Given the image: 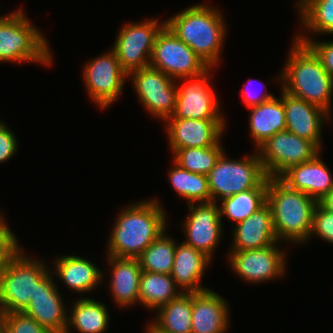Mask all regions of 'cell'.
I'll list each match as a JSON object with an SVG mask.
<instances>
[{
	"instance_id": "cell-21",
	"label": "cell",
	"mask_w": 333,
	"mask_h": 333,
	"mask_svg": "<svg viewBox=\"0 0 333 333\" xmlns=\"http://www.w3.org/2000/svg\"><path fill=\"white\" fill-rule=\"evenodd\" d=\"M234 229L232 250L262 249L278 243L272 212L267 203L250 217L237 223Z\"/></svg>"
},
{
	"instance_id": "cell-25",
	"label": "cell",
	"mask_w": 333,
	"mask_h": 333,
	"mask_svg": "<svg viewBox=\"0 0 333 333\" xmlns=\"http://www.w3.org/2000/svg\"><path fill=\"white\" fill-rule=\"evenodd\" d=\"M251 110L249 128L254 139L255 147H259L268 138L278 132L286 130L285 109L281 98H273L256 106Z\"/></svg>"
},
{
	"instance_id": "cell-28",
	"label": "cell",
	"mask_w": 333,
	"mask_h": 333,
	"mask_svg": "<svg viewBox=\"0 0 333 333\" xmlns=\"http://www.w3.org/2000/svg\"><path fill=\"white\" fill-rule=\"evenodd\" d=\"M72 313L68 318L65 333H70L69 326H73L80 333H104L108 327L109 313L102 302L91 298H80L74 302Z\"/></svg>"
},
{
	"instance_id": "cell-12",
	"label": "cell",
	"mask_w": 333,
	"mask_h": 333,
	"mask_svg": "<svg viewBox=\"0 0 333 333\" xmlns=\"http://www.w3.org/2000/svg\"><path fill=\"white\" fill-rule=\"evenodd\" d=\"M84 84L89 96L100 108H108L122 93L128 74L111 50L89 61L83 71Z\"/></svg>"
},
{
	"instance_id": "cell-5",
	"label": "cell",
	"mask_w": 333,
	"mask_h": 333,
	"mask_svg": "<svg viewBox=\"0 0 333 333\" xmlns=\"http://www.w3.org/2000/svg\"><path fill=\"white\" fill-rule=\"evenodd\" d=\"M22 10L11 12L0 24V62L35 61L51 65V51L46 38Z\"/></svg>"
},
{
	"instance_id": "cell-8",
	"label": "cell",
	"mask_w": 333,
	"mask_h": 333,
	"mask_svg": "<svg viewBox=\"0 0 333 333\" xmlns=\"http://www.w3.org/2000/svg\"><path fill=\"white\" fill-rule=\"evenodd\" d=\"M149 66L176 79L201 74L208 66L166 25L156 36Z\"/></svg>"
},
{
	"instance_id": "cell-1",
	"label": "cell",
	"mask_w": 333,
	"mask_h": 333,
	"mask_svg": "<svg viewBox=\"0 0 333 333\" xmlns=\"http://www.w3.org/2000/svg\"><path fill=\"white\" fill-rule=\"evenodd\" d=\"M166 212L152 198L124 208L115 220L109 237L107 255L138 258L164 231Z\"/></svg>"
},
{
	"instance_id": "cell-24",
	"label": "cell",
	"mask_w": 333,
	"mask_h": 333,
	"mask_svg": "<svg viewBox=\"0 0 333 333\" xmlns=\"http://www.w3.org/2000/svg\"><path fill=\"white\" fill-rule=\"evenodd\" d=\"M55 265L57 271H52V275L57 273V277L61 278L68 288L79 293L90 292L104 278V273L91 261L79 256L58 257Z\"/></svg>"
},
{
	"instance_id": "cell-17",
	"label": "cell",
	"mask_w": 333,
	"mask_h": 333,
	"mask_svg": "<svg viewBox=\"0 0 333 333\" xmlns=\"http://www.w3.org/2000/svg\"><path fill=\"white\" fill-rule=\"evenodd\" d=\"M49 272L36 283V292L22 311L35 319L46 330L65 333L68 324L66 307L63 305L57 285Z\"/></svg>"
},
{
	"instance_id": "cell-10",
	"label": "cell",
	"mask_w": 333,
	"mask_h": 333,
	"mask_svg": "<svg viewBox=\"0 0 333 333\" xmlns=\"http://www.w3.org/2000/svg\"><path fill=\"white\" fill-rule=\"evenodd\" d=\"M164 25L165 22L150 19L128 23L119 30L112 50L127 74L149 66L156 36Z\"/></svg>"
},
{
	"instance_id": "cell-35",
	"label": "cell",
	"mask_w": 333,
	"mask_h": 333,
	"mask_svg": "<svg viewBox=\"0 0 333 333\" xmlns=\"http://www.w3.org/2000/svg\"><path fill=\"white\" fill-rule=\"evenodd\" d=\"M0 214V274L21 251L18 241Z\"/></svg>"
},
{
	"instance_id": "cell-9",
	"label": "cell",
	"mask_w": 333,
	"mask_h": 333,
	"mask_svg": "<svg viewBox=\"0 0 333 333\" xmlns=\"http://www.w3.org/2000/svg\"><path fill=\"white\" fill-rule=\"evenodd\" d=\"M256 150L268 177H279L289 167L312 160L321 151L313 142L287 130L268 138Z\"/></svg>"
},
{
	"instance_id": "cell-34",
	"label": "cell",
	"mask_w": 333,
	"mask_h": 333,
	"mask_svg": "<svg viewBox=\"0 0 333 333\" xmlns=\"http://www.w3.org/2000/svg\"><path fill=\"white\" fill-rule=\"evenodd\" d=\"M2 333H44L46 331L35 319L23 312L0 314Z\"/></svg>"
},
{
	"instance_id": "cell-36",
	"label": "cell",
	"mask_w": 333,
	"mask_h": 333,
	"mask_svg": "<svg viewBox=\"0 0 333 333\" xmlns=\"http://www.w3.org/2000/svg\"><path fill=\"white\" fill-rule=\"evenodd\" d=\"M313 234L333 244V212L324 209L319 203L313 213L310 236Z\"/></svg>"
},
{
	"instance_id": "cell-30",
	"label": "cell",
	"mask_w": 333,
	"mask_h": 333,
	"mask_svg": "<svg viewBox=\"0 0 333 333\" xmlns=\"http://www.w3.org/2000/svg\"><path fill=\"white\" fill-rule=\"evenodd\" d=\"M168 176L175 191L186 198L188 205L211 202L207 175L190 172L174 162Z\"/></svg>"
},
{
	"instance_id": "cell-2",
	"label": "cell",
	"mask_w": 333,
	"mask_h": 333,
	"mask_svg": "<svg viewBox=\"0 0 333 333\" xmlns=\"http://www.w3.org/2000/svg\"><path fill=\"white\" fill-rule=\"evenodd\" d=\"M225 21L218 9L193 5L165 21V25L187 44L208 67L218 65L225 38Z\"/></svg>"
},
{
	"instance_id": "cell-32",
	"label": "cell",
	"mask_w": 333,
	"mask_h": 333,
	"mask_svg": "<svg viewBox=\"0 0 333 333\" xmlns=\"http://www.w3.org/2000/svg\"><path fill=\"white\" fill-rule=\"evenodd\" d=\"M300 20L308 32H333V0H298ZM309 29V30H308Z\"/></svg>"
},
{
	"instance_id": "cell-15",
	"label": "cell",
	"mask_w": 333,
	"mask_h": 333,
	"mask_svg": "<svg viewBox=\"0 0 333 333\" xmlns=\"http://www.w3.org/2000/svg\"><path fill=\"white\" fill-rule=\"evenodd\" d=\"M217 202L189 204V215L184 221L186 244L204 253L210 259L221 239L222 218Z\"/></svg>"
},
{
	"instance_id": "cell-40",
	"label": "cell",
	"mask_w": 333,
	"mask_h": 333,
	"mask_svg": "<svg viewBox=\"0 0 333 333\" xmlns=\"http://www.w3.org/2000/svg\"><path fill=\"white\" fill-rule=\"evenodd\" d=\"M318 203L326 210L333 212V189L327 193Z\"/></svg>"
},
{
	"instance_id": "cell-18",
	"label": "cell",
	"mask_w": 333,
	"mask_h": 333,
	"mask_svg": "<svg viewBox=\"0 0 333 333\" xmlns=\"http://www.w3.org/2000/svg\"><path fill=\"white\" fill-rule=\"evenodd\" d=\"M281 92L285 109L286 130L313 142L321 149L322 123L324 118L330 119V114L317 105L294 97L284 90Z\"/></svg>"
},
{
	"instance_id": "cell-31",
	"label": "cell",
	"mask_w": 333,
	"mask_h": 333,
	"mask_svg": "<svg viewBox=\"0 0 333 333\" xmlns=\"http://www.w3.org/2000/svg\"><path fill=\"white\" fill-rule=\"evenodd\" d=\"M164 231L137 258L142 271L171 274L176 242Z\"/></svg>"
},
{
	"instance_id": "cell-22",
	"label": "cell",
	"mask_w": 333,
	"mask_h": 333,
	"mask_svg": "<svg viewBox=\"0 0 333 333\" xmlns=\"http://www.w3.org/2000/svg\"><path fill=\"white\" fill-rule=\"evenodd\" d=\"M177 244L171 273L176 287L181 288L182 293H197L207 290L208 288H204L199 283L204 275L205 267L210 264L211 259L186 244L185 241L178 246Z\"/></svg>"
},
{
	"instance_id": "cell-38",
	"label": "cell",
	"mask_w": 333,
	"mask_h": 333,
	"mask_svg": "<svg viewBox=\"0 0 333 333\" xmlns=\"http://www.w3.org/2000/svg\"><path fill=\"white\" fill-rule=\"evenodd\" d=\"M17 140L15 134L2 121L0 123V162H6L17 151Z\"/></svg>"
},
{
	"instance_id": "cell-20",
	"label": "cell",
	"mask_w": 333,
	"mask_h": 333,
	"mask_svg": "<svg viewBox=\"0 0 333 333\" xmlns=\"http://www.w3.org/2000/svg\"><path fill=\"white\" fill-rule=\"evenodd\" d=\"M228 310L227 301L211 289L192 293V333L226 332Z\"/></svg>"
},
{
	"instance_id": "cell-41",
	"label": "cell",
	"mask_w": 333,
	"mask_h": 333,
	"mask_svg": "<svg viewBox=\"0 0 333 333\" xmlns=\"http://www.w3.org/2000/svg\"><path fill=\"white\" fill-rule=\"evenodd\" d=\"M146 332L147 333H162L158 329H156L151 323L148 324Z\"/></svg>"
},
{
	"instance_id": "cell-4",
	"label": "cell",
	"mask_w": 333,
	"mask_h": 333,
	"mask_svg": "<svg viewBox=\"0 0 333 333\" xmlns=\"http://www.w3.org/2000/svg\"><path fill=\"white\" fill-rule=\"evenodd\" d=\"M266 203L272 212L278 242L287 240L298 244L309 240L316 200L291 189L278 177H268Z\"/></svg>"
},
{
	"instance_id": "cell-7",
	"label": "cell",
	"mask_w": 333,
	"mask_h": 333,
	"mask_svg": "<svg viewBox=\"0 0 333 333\" xmlns=\"http://www.w3.org/2000/svg\"><path fill=\"white\" fill-rule=\"evenodd\" d=\"M207 176L213 202L256 188L267 177L258 152L240 160L223 152Z\"/></svg>"
},
{
	"instance_id": "cell-19",
	"label": "cell",
	"mask_w": 333,
	"mask_h": 333,
	"mask_svg": "<svg viewBox=\"0 0 333 333\" xmlns=\"http://www.w3.org/2000/svg\"><path fill=\"white\" fill-rule=\"evenodd\" d=\"M320 155L318 153L312 160L289 167L278 178L291 189L318 202L333 189V177Z\"/></svg>"
},
{
	"instance_id": "cell-27",
	"label": "cell",
	"mask_w": 333,
	"mask_h": 333,
	"mask_svg": "<svg viewBox=\"0 0 333 333\" xmlns=\"http://www.w3.org/2000/svg\"><path fill=\"white\" fill-rule=\"evenodd\" d=\"M171 274L142 271L139 283V303L149 309H158L177 298V289Z\"/></svg>"
},
{
	"instance_id": "cell-33",
	"label": "cell",
	"mask_w": 333,
	"mask_h": 333,
	"mask_svg": "<svg viewBox=\"0 0 333 333\" xmlns=\"http://www.w3.org/2000/svg\"><path fill=\"white\" fill-rule=\"evenodd\" d=\"M224 152L220 141L206 148H182L174 152L173 162L190 172L208 175Z\"/></svg>"
},
{
	"instance_id": "cell-43",
	"label": "cell",
	"mask_w": 333,
	"mask_h": 333,
	"mask_svg": "<svg viewBox=\"0 0 333 333\" xmlns=\"http://www.w3.org/2000/svg\"><path fill=\"white\" fill-rule=\"evenodd\" d=\"M44 333H60V332H57V331H54V330H46Z\"/></svg>"
},
{
	"instance_id": "cell-14",
	"label": "cell",
	"mask_w": 333,
	"mask_h": 333,
	"mask_svg": "<svg viewBox=\"0 0 333 333\" xmlns=\"http://www.w3.org/2000/svg\"><path fill=\"white\" fill-rule=\"evenodd\" d=\"M276 243L262 249L232 250L229 254L232 269L249 283L264 282L284 274L286 258Z\"/></svg>"
},
{
	"instance_id": "cell-39",
	"label": "cell",
	"mask_w": 333,
	"mask_h": 333,
	"mask_svg": "<svg viewBox=\"0 0 333 333\" xmlns=\"http://www.w3.org/2000/svg\"><path fill=\"white\" fill-rule=\"evenodd\" d=\"M251 89H249L247 86L245 88L242 89V97H243V101L246 104V107H252V106H256L259 105L261 103H264L266 101H269L271 99L274 98V95H271L270 93H264V94H254V92L250 91Z\"/></svg>"
},
{
	"instance_id": "cell-6",
	"label": "cell",
	"mask_w": 333,
	"mask_h": 333,
	"mask_svg": "<svg viewBox=\"0 0 333 333\" xmlns=\"http://www.w3.org/2000/svg\"><path fill=\"white\" fill-rule=\"evenodd\" d=\"M43 261L30 259L20 251L0 274V314L22 312L49 271Z\"/></svg>"
},
{
	"instance_id": "cell-11",
	"label": "cell",
	"mask_w": 333,
	"mask_h": 333,
	"mask_svg": "<svg viewBox=\"0 0 333 333\" xmlns=\"http://www.w3.org/2000/svg\"><path fill=\"white\" fill-rule=\"evenodd\" d=\"M130 76L137 97L152 116L164 121L173 116L177 101L175 80L151 66L134 70Z\"/></svg>"
},
{
	"instance_id": "cell-3",
	"label": "cell",
	"mask_w": 333,
	"mask_h": 333,
	"mask_svg": "<svg viewBox=\"0 0 333 333\" xmlns=\"http://www.w3.org/2000/svg\"><path fill=\"white\" fill-rule=\"evenodd\" d=\"M280 75L282 90L331 113L333 78L306 44L294 40Z\"/></svg>"
},
{
	"instance_id": "cell-42",
	"label": "cell",
	"mask_w": 333,
	"mask_h": 333,
	"mask_svg": "<svg viewBox=\"0 0 333 333\" xmlns=\"http://www.w3.org/2000/svg\"><path fill=\"white\" fill-rule=\"evenodd\" d=\"M10 14H8L7 16H0V24L9 16Z\"/></svg>"
},
{
	"instance_id": "cell-23",
	"label": "cell",
	"mask_w": 333,
	"mask_h": 333,
	"mask_svg": "<svg viewBox=\"0 0 333 333\" xmlns=\"http://www.w3.org/2000/svg\"><path fill=\"white\" fill-rule=\"evenodd\" d=\"M112 277L110 290L114 301L119 306L129 307L139 302V283L142 269L137 258L112 257L107 258Z\"/></svg>"
},
{
	"instance_id": "cell-16",
	"label": "cell",
	"mask_w": 333,
	"mask_h": 333,
	"mask_svg": "<svg viewBox=\"0 0 333 333\" xmlns=\"http://www.w3.org/2000/svg\"><path fill=\"white\" fill-rule=\"evenodd\" d=\"M167 121V136L172 153L182 148L214 146L225 132L224 119H182L173 115Z\"/></svg>"
},
{
	"instance_id": "cell-26",
	"label": "cell",
	"mask_w": 333,
	"mask_h": 333,
	"mask_svg": "<svg viewBox=\"0 0 333 333\" xmlns=\"http://www.w3.org/2000/svg\"><path fill=\"white\" fill-rule=\"evenodd\" d=\"M151 324L162 333H192V293L177 298L157 309Z\"/></svg>"
},
{
	"instance_id": "cell-29",
	"label": "cell",
	"mask_w": 333,
	"mask_h": 333,
	"mask_svg": "<svg viewBox=\"0 0 333 333\" xmlns=\"http://www.w3.org/2000/svg\"><path fill=\"white\" fill-rule=\"evenodd\" d=\"M268 176L256 187L221 200L220 216L226 215L235 224L250 217L266 203Z\"/></svg>"
},
{
	"instance_id": "cell-13",
	"label": "cell",
	"mask_w": 333,
	"mask_h": 333,
	"mask_svg": "<svg viewBox=\"0 0 333 333\" xmlns=\"http://www.w3.org/2000/svg\"><path fill=\"white\" fill-rule=\"evenodd\" d=\"M208 67L201 74L181 78L186 83L177 84V101L174 116L182 119H223L220 115V106L217 95L210 85V72Z\"/></svg>"
},
{
	"instance_id": "cell-37",
	"label": "cell",
	"mask_w": 333,
	"mask_h": 333,
	"mask_svg": "<svg viewBox=\"0 0 333 333\" xmlns=\"http://www.w3.org/2000/svg\"><path fill=\"white\" fill-rule=\"evenodd\" d=\"M298 35L294 39L297 41L306 44L319 58L323 68L327 73L333 78V41L332 42H317L310 39L309 36Z\"/></svg>"
}]
</instances>
